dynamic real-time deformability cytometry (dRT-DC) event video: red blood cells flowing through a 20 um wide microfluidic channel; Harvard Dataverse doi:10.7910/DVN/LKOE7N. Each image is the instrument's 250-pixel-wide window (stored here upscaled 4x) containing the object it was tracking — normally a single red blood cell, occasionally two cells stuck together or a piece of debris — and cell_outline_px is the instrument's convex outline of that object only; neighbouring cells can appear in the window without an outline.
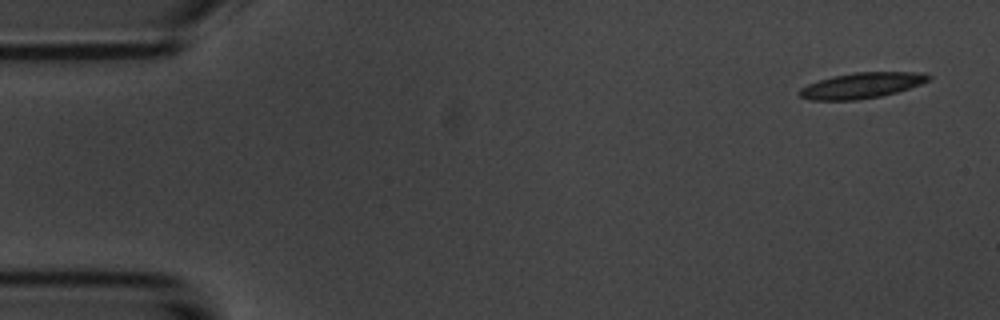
{"species": "common noctule bat (a hibernating species)", "species_latin": "Nyctalus noctula", "temperature_condition": "room temperature", "stored_images_in_passage": 10, "camera_frame_rate_fps": 3000, "um_per_image_px": 0.085, "animal": {"sex": "male", "body_mass_g": 20.1, "forearm_length_mm": 53.5}, "frame": {"image": 1, "passage_image": 1, "time_ms": 0.0, "image_size_px": [1000, 320], "cell_outline_px": [[932, 80], [896, 92], [880, 96], [856, 100], [812, 100], [800, 96], [796, 92], [800, 88], [808, 84], [832, 76], [852, 72], [924, 72], [932, 76]], "centroid_in_image_um": [73.25, 7.25], "position_along_channel_um": 11.7, "area_um2": 19.36}}
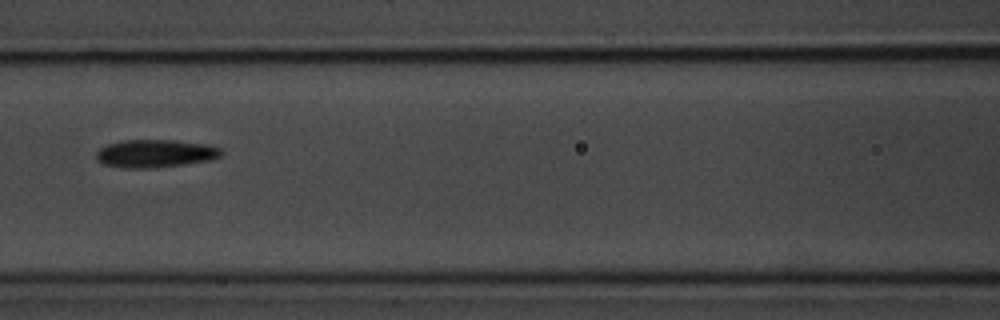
{"frame": {"image": 2, "passage_image": 7, "time_ms": 7.0, "image_size_px": [1000, 320], "cell_outline_px": [[220, 156], [208, 160], [184, 164], [152, 168], [124, 168], [104, 164], [96, 160], [96, 152], [100, 148], [108, 144], [124, 140], [172, 140], [208, 144], [220, 148]], "centroid_in_image_um": [13.15, 13.04], "position_along_channel_um": 153.4, "area_um2": 20.17}}
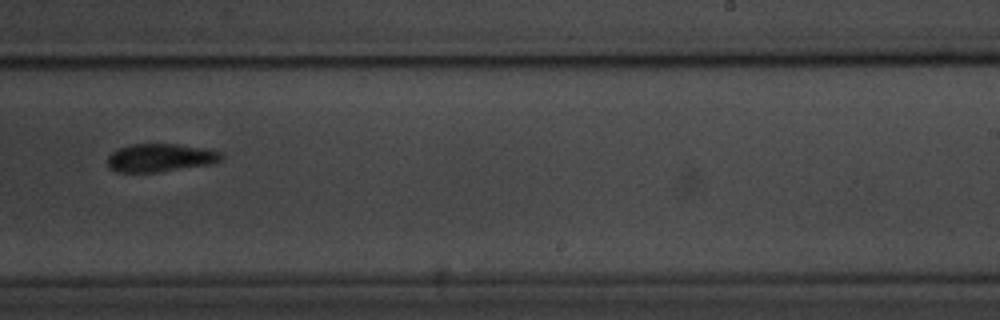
{"frame": {"image": 3, "passage_image": 10, "time_ms": 10.333, "image_size_px": [1000, 320], "cell_outline_px": [[224, 156], [220, 160], [212, 164], [160, 172], [116, 172], [108, 168], [108, 156], [116, 148], [128, 144], [176, 144], [204, 148], [220, 152]], "centroid_in_image_um": [13.59, 13.41], "position_along_channel_um": 275.4, "area_um2": 18.84}}